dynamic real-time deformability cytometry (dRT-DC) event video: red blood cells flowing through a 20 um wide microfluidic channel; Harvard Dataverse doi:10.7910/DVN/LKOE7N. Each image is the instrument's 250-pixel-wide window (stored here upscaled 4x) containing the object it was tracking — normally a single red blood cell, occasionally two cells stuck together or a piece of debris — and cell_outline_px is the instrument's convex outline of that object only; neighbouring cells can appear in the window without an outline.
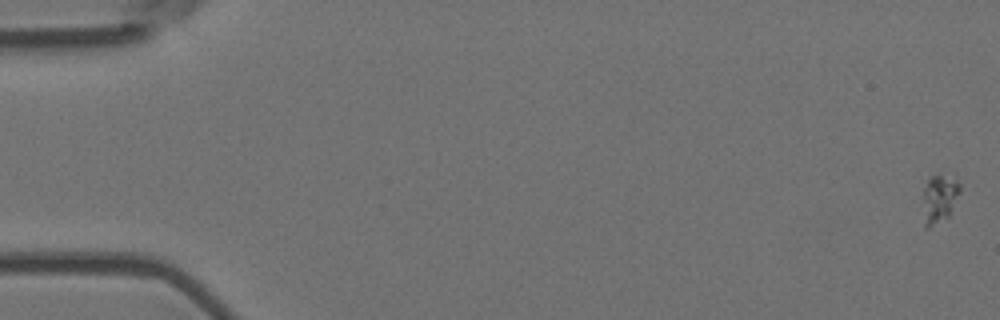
{"species": "Egyptian fruit bat (a non-hibernating species)", "species_latin": "Rousettus aegyptiacus", "temperature_condition": "room temperature", "stored_images_in_passage": 6, "camera_frame_rate_fps": 3000, "um_per_image_px": 0.085, "animal": {"sex": "female"}, "frame": {"image": 1, "passage_image": 1, "time_ms": 0.0, "image_size_px": [1000, 320], "cell_outline_px": [[960, 192], [948, 216], [928, 228], [924, 228], [924, 188], [928, 180], [932, 176], [956, 176], [960, 184]], "centroid_in_image_um": [79.87, 16.86], "position_along_channel_um": 5.1, "area_um2": 10.17}}